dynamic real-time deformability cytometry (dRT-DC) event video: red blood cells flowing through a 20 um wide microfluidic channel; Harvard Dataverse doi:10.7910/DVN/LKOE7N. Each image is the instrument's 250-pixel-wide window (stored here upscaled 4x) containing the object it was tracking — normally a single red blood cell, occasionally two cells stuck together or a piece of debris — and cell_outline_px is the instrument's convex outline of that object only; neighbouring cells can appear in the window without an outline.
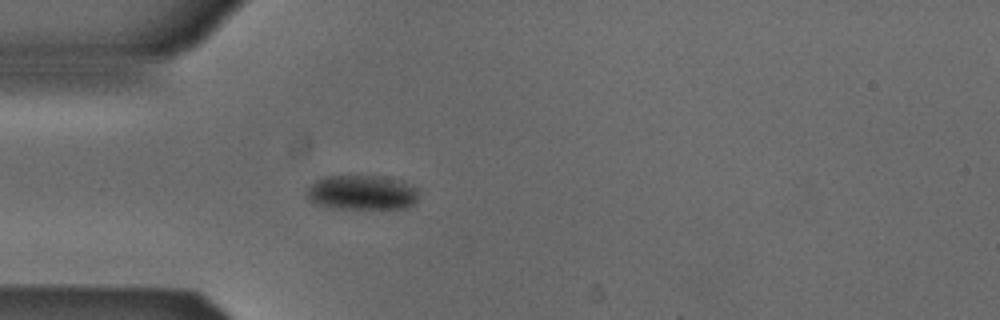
{"species": "Egyptian fruit bat (a non-hibernating species)", "species_latin": "Rousettus aegyptiacus", "temperature_condition": "cold", "stored_images_in_passage": 39, "camera_frame_rate_fps": 3000, "um_per_image_px": 0.085, "animal": {"sex": "male"}, "frame": {"image": 1, "passage_image": 1, "time_ms": 0.0, "image_size_px": [1000, 320], "cell_outline_px": [[416, 204], [408, 208], [328, 208], [312, 204], [308, 196], [308, 188], [316, 180], [324, 176], [376, 176], [392, 180], [416, 188]], "centroid_in_image_um": [30.69, 16.39], "position_along_channel_um": 54.3, "area_um2": 22.2}}
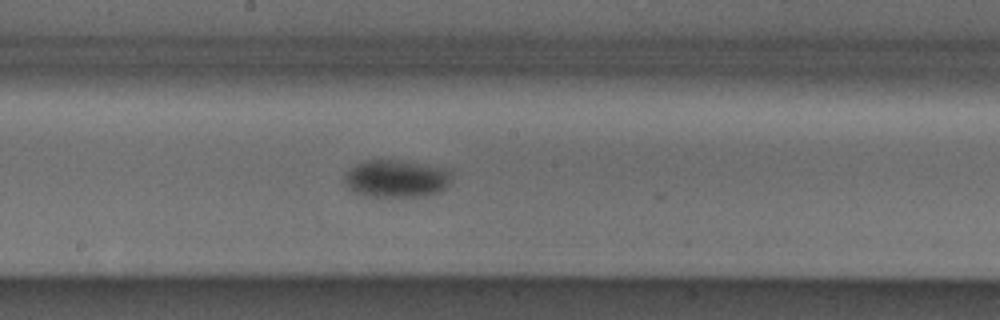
{"frame": {"image": 2, "passage_image": 14, "time_ms": 4.333, "image_size_px": [1000, 320], "cell_outline_px": [[452, 180], [440, 192], [424, 196], [364, 196], [348, 188], [344, 180], [344, 172], [356, 164], [364, 160], [400, 160], [452, 168]], "centroid_in_image_um": [33.73, 15.16], "position_along_channel_um": 214.5, "area_um2": 23.87}}
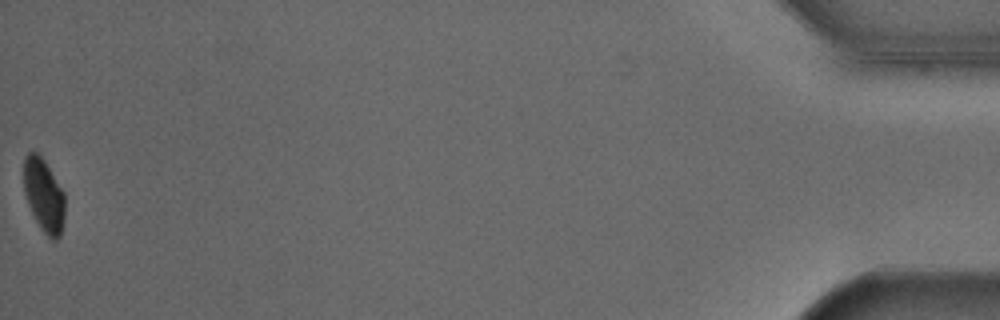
{"frame": {"image": 3, "passage_image": 39, "time_ms": 12.667, "image_size_px": [1000, 320], "cell_outline_px": [[64, 220], [60, 236], [56, 240], [52, 240], [40, 228], [28, 204], [24, 192], [24, 156], [28, 152], [36, 152], [44, 160], [64, 192]], "centroid_in_image_um": [3.72, 16.6], "position_along_channel_um": 431.5, "area_um2": 17.46}, "authors_computed_cell_mechanics": {"area_um2": 22.3108, "velocity_mm_per_s": 3.8602, "shape_relaxation_time_tau1_ms": 1.4067, "shape_relaxation_time_tau2_ms": null, "deformation_change_tau1": 0.0608, "deformation_change_tau2": null}}